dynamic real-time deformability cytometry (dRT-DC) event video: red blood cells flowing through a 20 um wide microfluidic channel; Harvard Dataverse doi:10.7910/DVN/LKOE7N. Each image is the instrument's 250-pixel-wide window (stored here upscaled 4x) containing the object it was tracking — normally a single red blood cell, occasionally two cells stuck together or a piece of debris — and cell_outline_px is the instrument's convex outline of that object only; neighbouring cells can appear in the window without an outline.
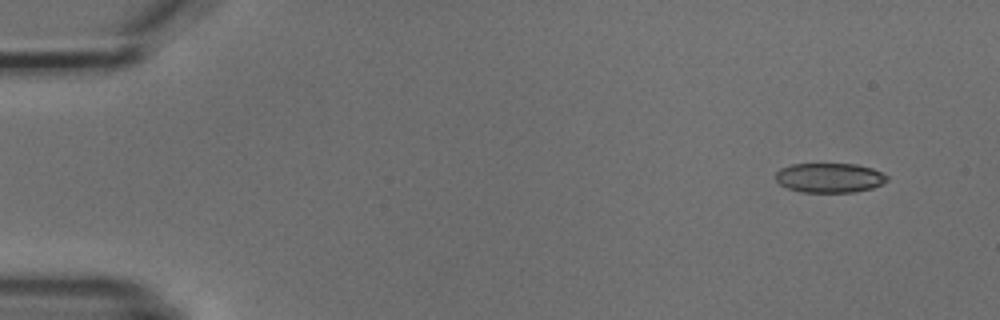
{"species": "common noctule bat (a hibernating species)", "species_latin": "Nyctalus noctula", "temperature_condition": "cold", "stored_images_in_passage": 4, "camera_frame_rate_fps": 3000, "um_per_image_px": 0.085, "animal": {"sex": "male", "body_mass_g": 18.8}, "frame": {"image": 1, "passage_image": 1, "time_ms": 0.0, "image_size_px": [1000, 320], "cell_outline_px": [[888, 180], [872, 188], [852, 192], [800, 192], [788, 188], [780, 184], [776, 180], [776, 172], [780, 168], [792, 164], [856, 164], [872, 168], [888, 176]], "centroid_in_image_um": [70.49, 15.11], "position_along_channel_um": 14.5, "area_um2": 19.13}}